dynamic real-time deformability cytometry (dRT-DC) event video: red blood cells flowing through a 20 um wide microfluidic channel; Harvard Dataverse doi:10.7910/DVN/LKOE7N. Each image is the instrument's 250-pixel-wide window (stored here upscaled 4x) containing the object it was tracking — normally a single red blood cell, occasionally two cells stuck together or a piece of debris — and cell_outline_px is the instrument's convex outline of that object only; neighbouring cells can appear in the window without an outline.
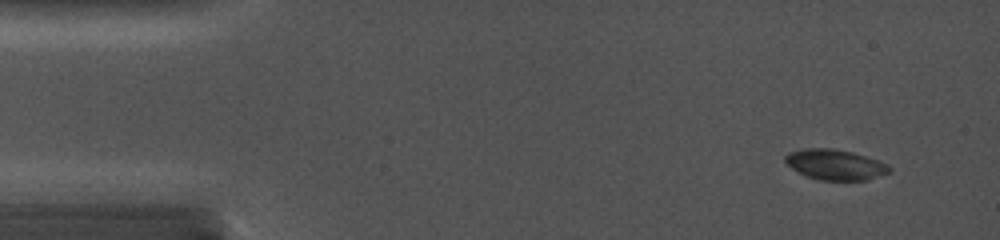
{"species": "common noctule bat (a hibernating species)", "species_latin": "Nyctalus noctula", "temperature_condition": "cold", "stored_images_in_passage": 8, "camera_frame_rate_fps": 5000, "um_per_image_px": 0.085, "animal": {"sex": "female", "body_mass_g": 19.0, "forearm_length_mm": 56.7}, "frame": {"image": 1, "passage_image": 2, "time_ms": 0.6, "image_size_px": [1000, 240], "cell_outline_px": [[892, 172], [868, 180], [820, 180], [808, 176], [792, 168], [784, 160], [784, 156], [788, 152], [800, 148], [836, 148], [852, 152], [888, 164], [892, 168]], "centroid_in_image_um": [71.0, 13.98], "position_along_channel_um": 14.0, "area_um2": 18.55}}